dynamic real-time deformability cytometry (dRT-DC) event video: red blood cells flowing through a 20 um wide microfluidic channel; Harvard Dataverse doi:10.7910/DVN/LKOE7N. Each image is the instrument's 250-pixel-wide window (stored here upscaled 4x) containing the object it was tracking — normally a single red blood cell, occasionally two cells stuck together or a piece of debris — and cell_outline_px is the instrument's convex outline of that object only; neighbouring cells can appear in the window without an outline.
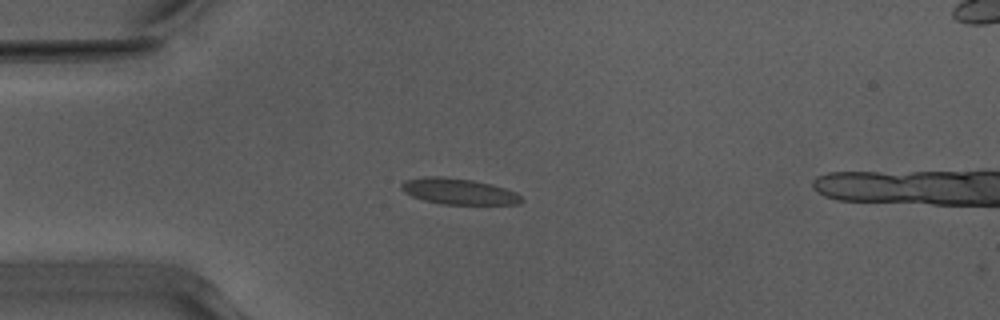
{"species": "Egyptian fruit bat (a non-hibernating species)", "species_latin": "Rousettus aegyptiacus", "temperature_condition": "warm", "stored_images_in_passage": 40, "camera_frame_rate_fps": 3000, "um_per_image_px": 0.085, "animal": {"sex": "male"}, "frame": {"image": 1, "passage_image": 1, "time_ms": 0.0, "image_size_px": [1000, 320], "cell_outline_px": [[524, 200], [520, 204], [440, 204], [424, 200], [412, 196], [404, 192], [400, 188], [400, 184], [404, 180], [424, 176], [444, 176], [472, 180], [504, 188], [516, 192]], "centroid_in_image_um": [38.94, 16.26], "position_along_channel_um": 46.1, "area_um2": 18.21}}
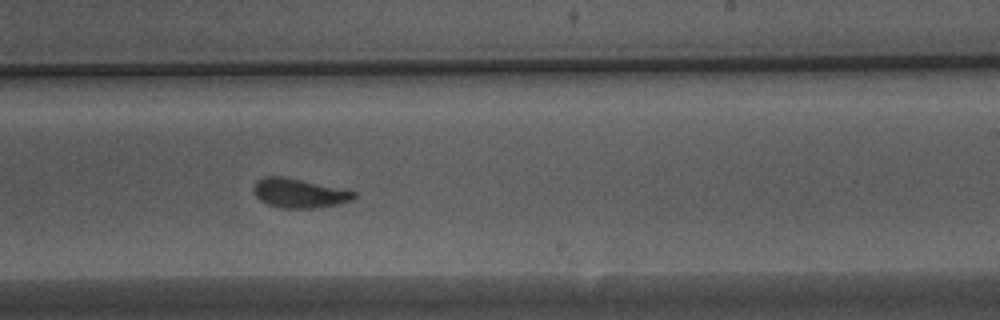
{"frame": {"image": 2, "passage_image": 19, "time_ms": 6.0, "image_size_px": [1000, 320], "cell_outline_px": [[356, 196], [352, 200], [336, 204], [316, 208], [280, 208], [268, 204], [260, 200], [256, 196], [252, 188], [256, 180], [264, 176], [284, 176], [356, 192]], "centroid_in_image_um": [25.37, 16.41], "position_along_channel_um": 263.6, "area_um2": 16.99}}
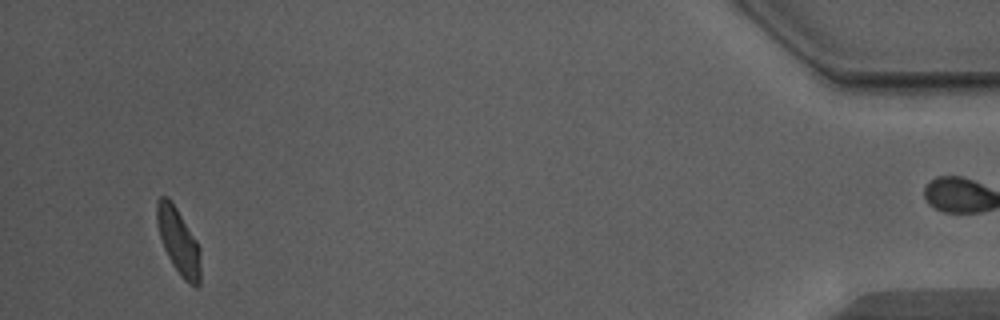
{"frame": {"image": 3, "passage_image": 37, "time_ms": 12.0, "image_size_px": [1000, 320], "cell_outline_px": [[200, 284], [196, 288], [188, 284], [180, 276], [172, 264], [164, 248], [160, 236], [156, 220], [156, 200], [160, 196], [168, 196], [176, 208], [196, 240], [200, 248]], "centroid_in_image_um": [15.17, 20.53], "position_along_channel_um": 420.0, "area_um2": 16.82}, "authors_computed_cell_mechanics": {"area_um2": 17.3111, "velocity_mm_per_s": 3.9398, "shape_relaxation_time_tau1_ms": 3.514, "shape_relaxation_time_tau2_ms": 0.6923, "deformation_change_tau1": 0.129, "deformation_change_tau2": 0.0669}}